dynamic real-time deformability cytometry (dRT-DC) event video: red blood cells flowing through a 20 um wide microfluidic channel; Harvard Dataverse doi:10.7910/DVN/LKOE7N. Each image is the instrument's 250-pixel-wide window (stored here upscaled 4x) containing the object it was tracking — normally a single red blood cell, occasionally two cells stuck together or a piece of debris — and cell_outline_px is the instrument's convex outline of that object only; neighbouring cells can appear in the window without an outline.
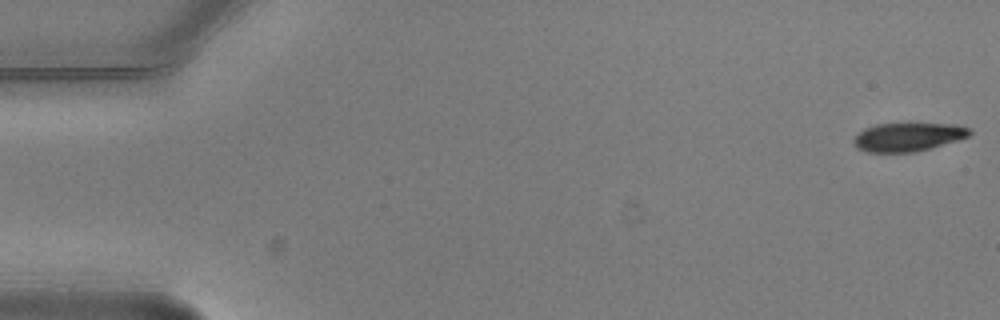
{"species": "common noctule bat (a hibernating species)", "species_latin": "Nyctalus noctula", "temperature_condition": "warm", "stored_images_in_passage": 7, "camera_frame_rate_fps": 3000, "um_per_image_px": 0.085, "animal": {"sex": "male", "body_mass_g": 20.5, "forearm_length_mm": 52.5}, "frame": {"image": 1, "passage_image": 1, "time_ms": 0.0, "image_size_px": [1000, 320], "cell_outline_px": [[972, 132], [968, 136], [956, 140], [916, 152], [868, 152], [856, 148], [852, 140], [864, 128], [876, 124], [956, 124], [972, 128]], "centroid_in_image_um": [77.17, 11.64], "position_along_channel_um": 7.8, "area_um2": 19.13}}
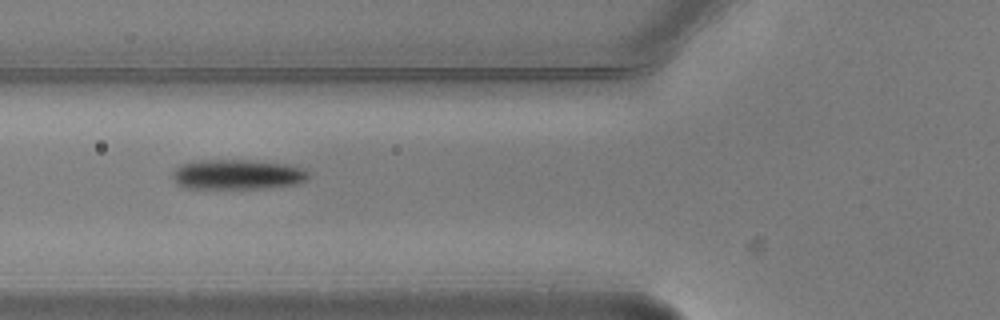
{"frame": {"image": 2, "passage_image": 6, "time_ms": 1.667, "image_size_px": [1000, 320], "cell_outline_px": [[308, 176], [304, 180], [296, 184], [260, 188], [184, 188], [172, 176], [172, 172], [180, 164], [200, 160], [252, 160], [288, 164], [300, 168], [308, 172]], "centroid_in_image_um": [20.15, 14.82], "position_along_channel_um": 105.6, "area_um2": 23.47}}
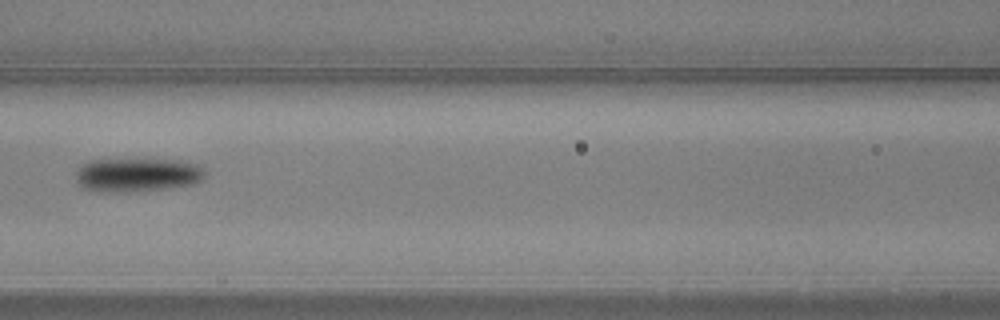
{"frame": {"image": 3, "passage_image": 7, "time_ms": 2.0, "image_size_px": [1000, 320], "cell_outline_px": [[204, 180], [192, 184], [168, 188], [128, 192], [100, 192], [84, 188], [76, 180], [76, 172], [88, 160], [176, 160], [196, 164], [204, 168]], "centroid_in_image_um": [11.68, 14.88], "position_along_channel_um": 154.9, "area_um2": 25.26}}